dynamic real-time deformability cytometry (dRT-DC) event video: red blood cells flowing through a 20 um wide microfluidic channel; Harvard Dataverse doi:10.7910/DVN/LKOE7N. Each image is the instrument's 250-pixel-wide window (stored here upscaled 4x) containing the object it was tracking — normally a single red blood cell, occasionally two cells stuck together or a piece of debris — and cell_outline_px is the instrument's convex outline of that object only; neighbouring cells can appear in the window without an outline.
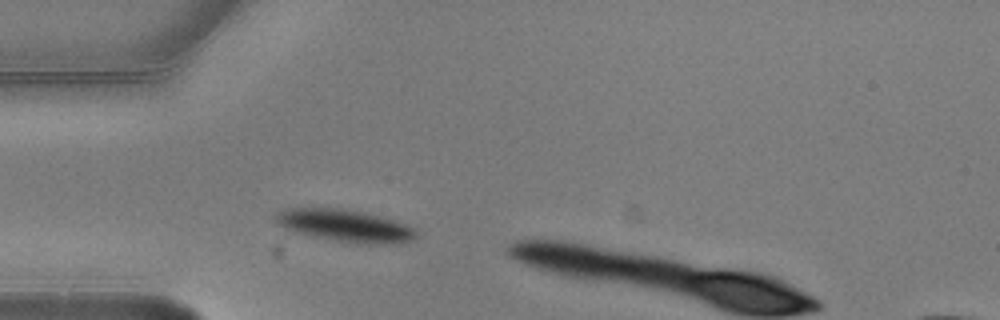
{"species": "common noctule bat (a hibernating species)", "species_latin": "Nyctalus noctula", "temperature_condition": "warm", "stored_images_in_passage": 2, "camera_frame_rate_fps": 3000, "um_per_image_px": 0.085, "animal": {"sex": "male", "body_mass_g": 20.5, "forearm_length_mm": 52.5}, "frame": {"image": 1, "passage_image": 1, "time_ms": 0.0, "image_size_px": [1000, 320], "cell_outline_px": [[416, 236], [412, 240], [400, 244], [360, 244], [312, 236], [296, 232], [284, 228], [276, 220], [276, 212], [284, 208], [304, 204], [348, 208], [380, 216], [408, 224], [416, 232]], "centroid_in_image_um": [29.27, 19.12], "position_along_channel_um": 55.7, "area_um2": 27.46}}